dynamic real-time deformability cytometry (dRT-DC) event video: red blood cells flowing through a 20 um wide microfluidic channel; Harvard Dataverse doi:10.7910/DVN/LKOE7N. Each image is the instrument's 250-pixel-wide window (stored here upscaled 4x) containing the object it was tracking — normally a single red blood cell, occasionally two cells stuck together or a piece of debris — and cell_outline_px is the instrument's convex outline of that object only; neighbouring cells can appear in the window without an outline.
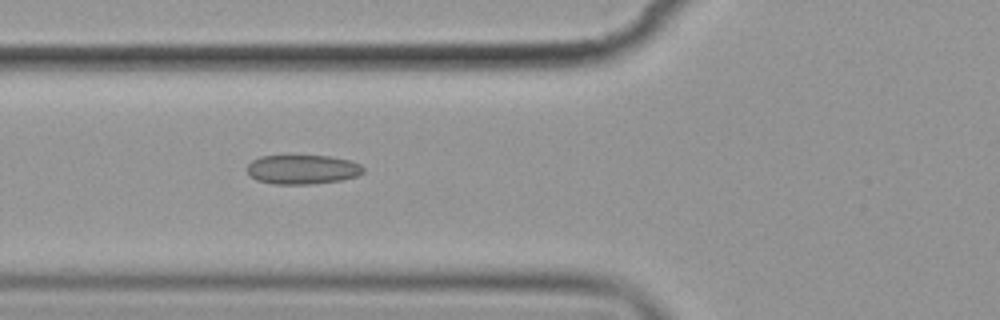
{"species": "common noctule bat (a hibernating species)", "species_latin": "Nyctalus noctula", "temperature_condition": "cold", "stored_images_in_passage": 6, "camera_frame_rate_fps": 3000, "um_per_image_px": 0.085, "animal": {"sex": "female", "body_mass_g": 19.9}, "frame": {"image": 1, "passage_image": 6, "time_ms": 5.667, "image_size_px": [1000, 320], "cell_outline_px": [[364, 172], [356, 176], [340, 180], [312, 184], [272, 184], [256, 180], [248, 172], [248, 164], [252, 160], [260, 156], [328, 156], [348, 160], [360, 164], [364, 168]], "centroid_in_image_um": [25.7, 14.41], "position_along_channel_um": 100.1, "area_um2": 19.71}}